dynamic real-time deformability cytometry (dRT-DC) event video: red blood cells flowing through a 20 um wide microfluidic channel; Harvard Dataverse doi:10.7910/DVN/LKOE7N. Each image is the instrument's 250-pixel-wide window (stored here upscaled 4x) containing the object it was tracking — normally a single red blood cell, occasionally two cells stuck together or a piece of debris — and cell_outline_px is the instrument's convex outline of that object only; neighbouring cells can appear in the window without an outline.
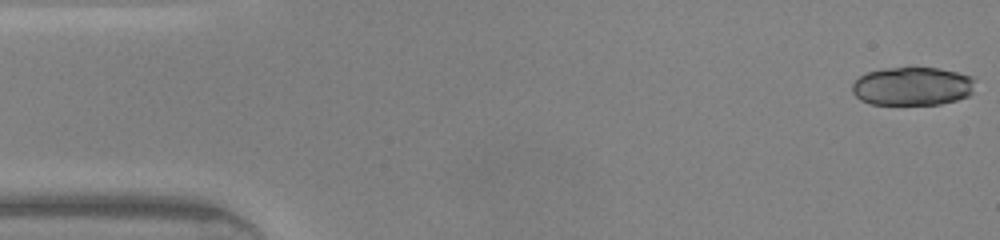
{"species": "common noctule bat (a hibernating species)", "species_latin": "Nyctalus noctula", "temperature_condition": "warm", "stored_images_in_passage": 46, "camera_frame_rate_fps": 3000, "um_per_image_px": 0.085, "animal": {"sex": "male", "body_mass_g": 20.0, "forearm_length_mm": 53.3}, "frame": {"image": 1, "passage_image": 1, "time_ms": 0.0, "image_size_px": [1000, 240], "cell_outline_px": [[976, 80], [972, 92], [968, 96], [956, 100], [940, 104], [872, 104], [860, 100], [852, 92], [852, 84], [860, 76], [868, 72], [884, 68], [940, 68], [976, 76]], "centroid_in_image_um": [77.6, 7.32], "position_along_channel_um": 7.4, "area_um2": 27.74}}